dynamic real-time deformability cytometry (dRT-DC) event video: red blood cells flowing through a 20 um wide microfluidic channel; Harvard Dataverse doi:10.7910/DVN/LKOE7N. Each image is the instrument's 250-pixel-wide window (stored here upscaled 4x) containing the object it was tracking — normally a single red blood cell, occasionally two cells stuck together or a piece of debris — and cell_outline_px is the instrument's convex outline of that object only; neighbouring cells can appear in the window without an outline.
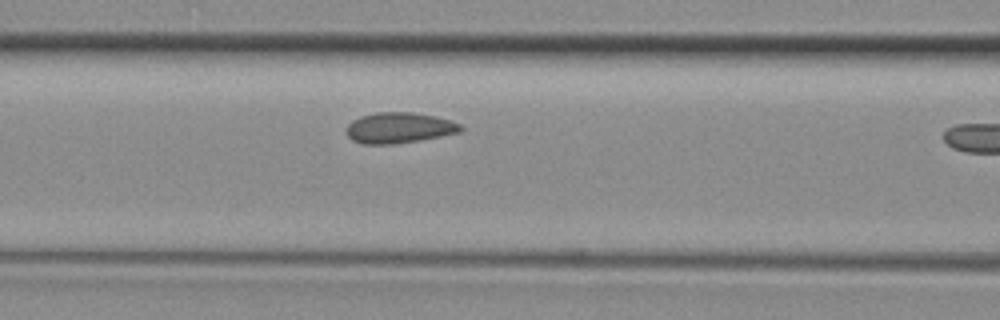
{"species": "common noctule bat (a hibernating species)", "species_latin": "Nyctalus noctula", "temperature_condition": "room temperature", "stored_images_in_passage": 11, "camera_frame_rate_fps": 3000, "um_per_image_px": 0.085, "animal": {"sex": "female", "body_mass_g": 29.2, "forearm_length_mm": 56.3}, "frame": {"image": 1, "passage_image": 10, "time_ms": 3.0, "image_size_px": [1000, 320], "cell_outline_px": [[464, 128], [460, 132], [420, 140], [392, 144], [364, 144], [352, 140], [344, 132], [348, 124], [352, 120], [360, 116], [376, 112], [412, 112], [432, 116], [448, 120], [460, 124]], "centroid_in_image_um": [33.87, 10.87], "position_along_channel_um": 132.7, "area_um2": 20.4}}